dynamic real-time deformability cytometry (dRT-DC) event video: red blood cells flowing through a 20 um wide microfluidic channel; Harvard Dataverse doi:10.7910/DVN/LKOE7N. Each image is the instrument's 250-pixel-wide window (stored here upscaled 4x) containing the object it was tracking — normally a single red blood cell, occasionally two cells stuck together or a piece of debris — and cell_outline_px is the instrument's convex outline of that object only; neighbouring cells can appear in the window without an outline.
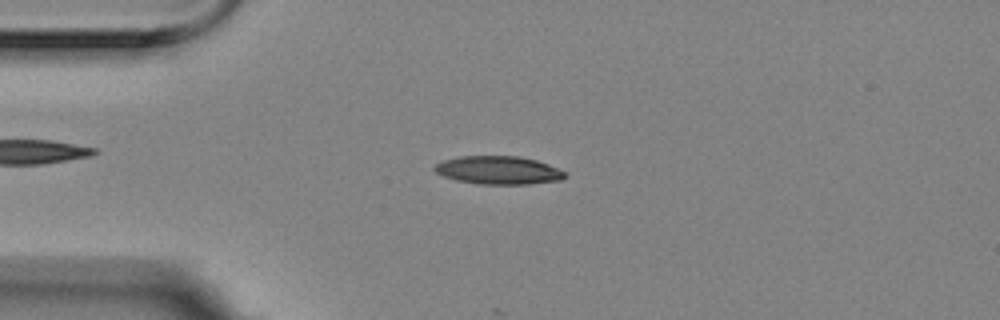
{"species": "Egyptian fruit bat (a non-hibernating species)", "species_latin": "Rousettus aegyptiacus", "temperature_condition": "room temperature", "stored_images_in_passage": 6, "camera_frame_rate_fps": 3000, "um_per_image_px": 0.085, "animal": {"sex": "female"}, "frame": {"image": 1, "passage_image": 3, "time_ms": 0.667, "image_size_px": [1000, 320], "cell_outline_px": [[568, 176], [560, 180], [528, 184], [480, 184], [456, 180], [444, 176], [436, 172], [432, 168], [436, 164], [444, 160], [460, 156], [520, 156], [536, 160], [548, 164], [568, 172]], "centroid_in_image_um": [42.4, 14.46], "position_along_channel_um": 42.6, "area_um2": 21.5}}
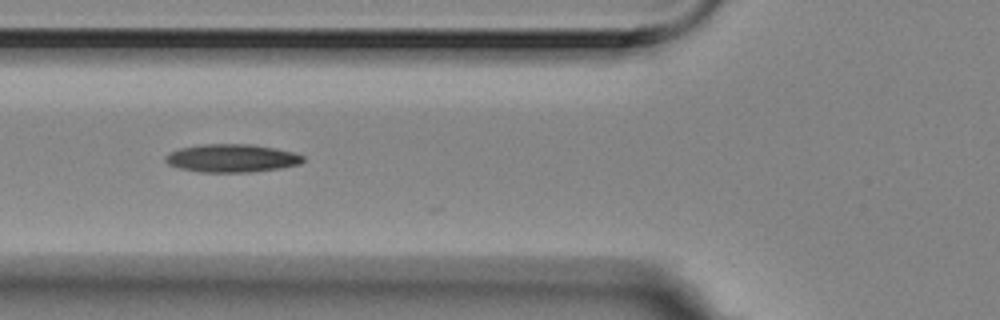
{"frame": {"image": 2, "passage_image": 5, "time_ms": 1.333, "image_size_px": [1000, 320], "cell_outline_px": [[304, 160], [300, 164], [280, 168], [252, 172], [200, 172], [180, 168], [168, 164], [164, 160], [164, 156], [168, 152], [180, 148], [200, 144], [252, 144], [276, 148], [292, 152], [304, 156]], "centroid_in_image_um": [19.68, 13.44], "position_along_channel_um": 106.1, "area_um2": 22.66}}